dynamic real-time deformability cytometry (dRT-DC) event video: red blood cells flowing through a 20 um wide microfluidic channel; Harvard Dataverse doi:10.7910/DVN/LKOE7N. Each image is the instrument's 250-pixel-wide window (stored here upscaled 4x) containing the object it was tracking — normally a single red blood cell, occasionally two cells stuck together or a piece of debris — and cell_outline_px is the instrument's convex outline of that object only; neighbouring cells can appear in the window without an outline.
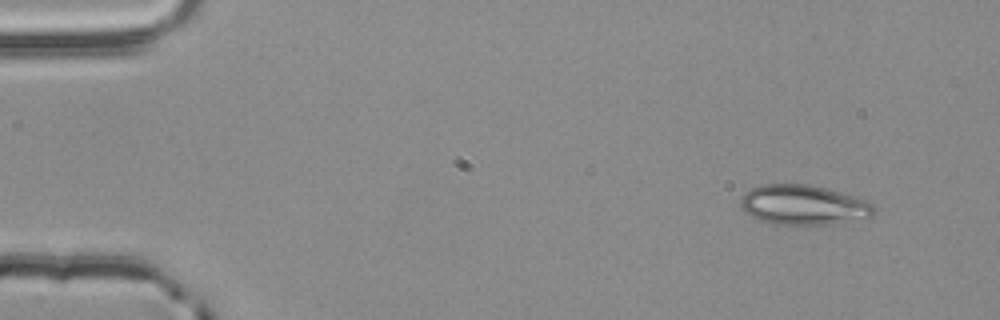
{"species": "common noctule bat (a hibernating species)", "species_latin": "Nyctalus noctula", "temperature_condition": "room temperature", "stored_images_in_passage": 4, "camera_frame_rate_fps": 3000, "um_per_image_px": 0.085, "animal": {"sex": "male", "body_mass_g": 20.4}, "frame": {"image": 1, "passage_image": 1, "time_ms": 0.0, "image_size_px": [1000, 320], "cell_outline_px": [[876, 212], [872, 216], [824, 224], [772, 224], [760, 220], [752, 216], [740, 204], [740, 196], [744, 192], [760, 184], [812, 184], [840, 192], [864, 200], [872, 204], [876, 208]], "centroid_in_image_um": [68.25, 17.39], "position_along_channel_um": 16.7, "area_um2": 30.58}}